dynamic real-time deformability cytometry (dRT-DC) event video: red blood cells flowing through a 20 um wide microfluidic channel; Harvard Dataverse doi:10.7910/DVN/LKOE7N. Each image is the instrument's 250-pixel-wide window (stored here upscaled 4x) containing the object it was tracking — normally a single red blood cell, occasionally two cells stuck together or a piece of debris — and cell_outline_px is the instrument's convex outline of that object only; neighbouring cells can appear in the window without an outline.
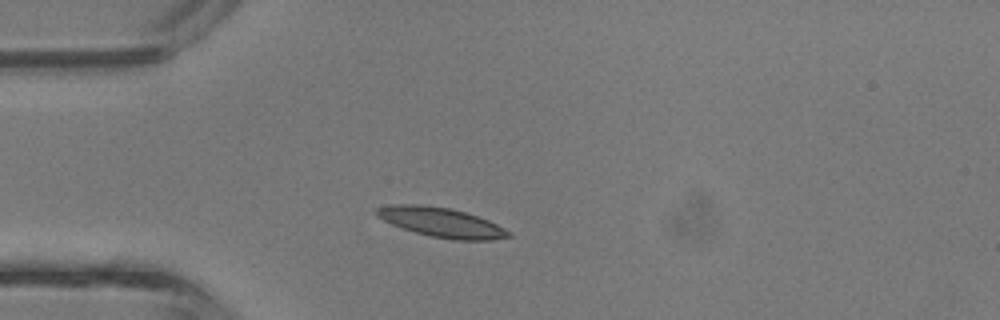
{"species": "common noctule bat (a hibernating species)", "species_latin": "Nyctalus noctula", "temperature_condition": "room temperature", "stored_images_in_passage": 2, "camera_frame_rate_fps": 3000, "um_per_image_px": 0.085, "animal": {"sex": "male", "body_mass_g": 13.3}, "frame": {"image": 1, "passage_image": 2, "time_ms": 0.333, "image_size_px": [1000, 320], "cell_outline_px": [[512, 236], [492, 240], [452, 240], [432, 236], [416, 232], [392, 224], [376, 216], [376, 208], [388, 204], [420, 204], [452, 208], [488, 220], [512, 232]], "centroid_in_image_um": [37.52, 18.89], "position_along_channel_um": 47.5, "area_um2": 22.66}}